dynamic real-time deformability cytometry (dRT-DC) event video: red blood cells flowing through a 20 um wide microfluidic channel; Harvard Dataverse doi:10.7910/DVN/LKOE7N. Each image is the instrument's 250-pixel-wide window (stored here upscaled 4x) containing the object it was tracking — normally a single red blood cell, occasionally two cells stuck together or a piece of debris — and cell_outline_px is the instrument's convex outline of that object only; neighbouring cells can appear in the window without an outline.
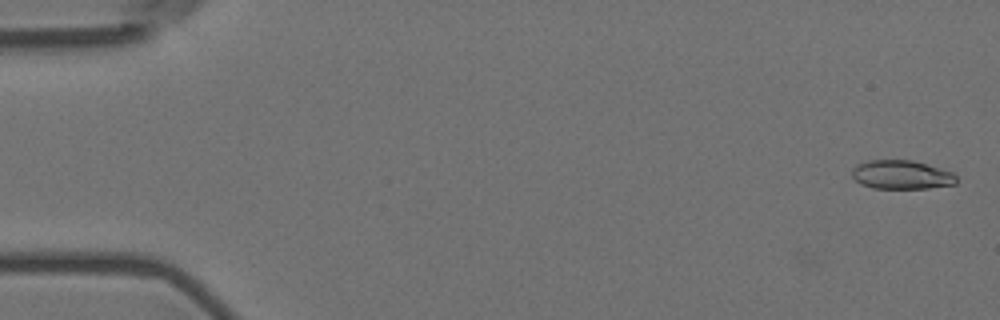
{"species": "Egyptian fruit bat (a non-hibernating species)", "species_latin": "Rousettus aegyptiacus", "temperature_condition": "room temperature", "stored_images_in_passage": 57, "camera_frame_rate_fps": 3000, "um_per_image_px": 0.085, "animal": {"sex": "female"}, "frame": {"image": 1, "passage_image": 2, "time_ms": 0.333, "image_size_px": [1000, 320], "cell_outline_px": [[956, 184], [928, 188], [872, 188], [860, 184], [852, 176], [852, 168], [856, 164], [868, 160], [912, 160], [952, 172], [956, 176]], "centroid_in_image_um": [76.59, 14.85], "position_along_channel_um": 8.4, "area_um2": 17.51}}
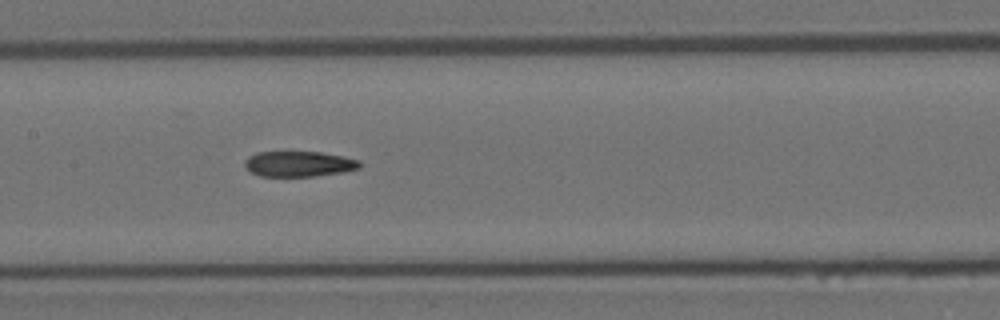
{"frame": {"image": 2, "passage_image": 28, "time_ms": 9.0, "image_size_px": [1000, 320], "cell_outline_px": [[360, 168], [344, 172], [312, 176], [260, 176], [252, 172], [244, 164], [244, 160], [248, 156], [256, 152], [320, 152], [344, 156], [360, 160]], "centroid_in_image_um": [25.42, 13.92], "position_along_channel_um": 182.0, "area_um2": 17.05}}
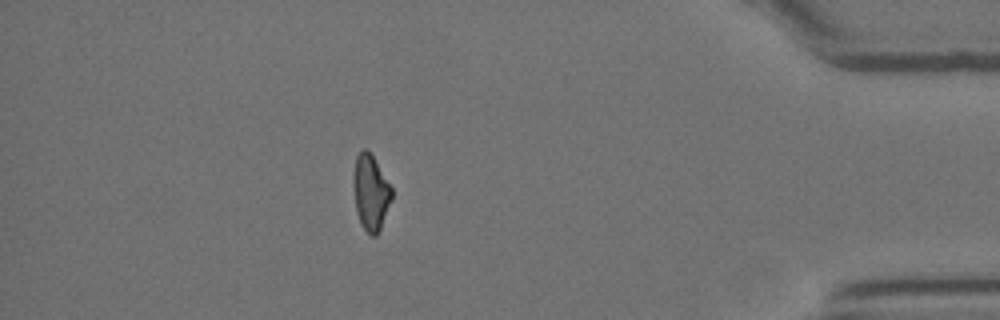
{"frame": {"image": 3, "passage_image": 50, "time_ms": 16.333, "image_size_px": [1000, 320], "cell_outline_px": [[392, 196], [380, 228], [376, 236], [372, 236], [360, 224], [356, 212], [352, 184], [352, 176], [356, 156], [364, 148], [372, 156], [392, 188]], "centroid_in_image_um": [31.47, 16.36], "position_along_channel_um": 403.7, "area_um2": 16.65}, "authors_computed_cell_mechanics": {"area_um2": 17.918, "velocity_mm_per_s": 3.6304, "shape_relaxation_time_tau1_ms": 7.8976, "shape_relaxation_time_tau2_ms": 5.854, "deformation_change_tau1": 0.1746, "deformation_change_tau2": 0.1396}}